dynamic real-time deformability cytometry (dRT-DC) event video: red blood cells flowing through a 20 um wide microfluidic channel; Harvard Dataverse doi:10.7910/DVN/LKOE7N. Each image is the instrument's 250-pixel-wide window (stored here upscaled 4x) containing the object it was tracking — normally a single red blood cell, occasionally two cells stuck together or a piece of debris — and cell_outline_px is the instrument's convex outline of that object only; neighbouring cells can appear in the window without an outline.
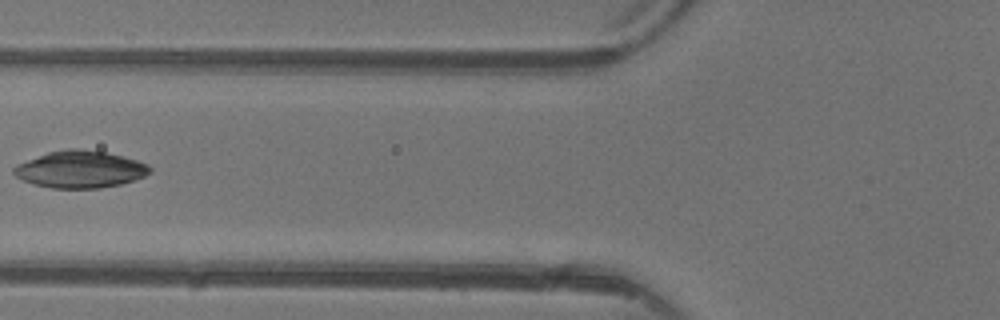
{"species": "common noctule bat (a hibernating species)", "species_latin": "Nyctalus noctula", "temperature_condition": "warm", "stored_images_in_passage": 4, "camera_frame_rate_fps": 3000, "um_per_image_px": 0.085, "animal": {"sex": "female"}, "frame": {"image": 1, "passage_image": 4, "time_ms": 4.0, "image_size_px": [1000, 320], "cell_outline_px": [[152, 172], [144, 176], [120, 184], [100, 188], [52, 188], [32, 184], [16, 176], [12, 172], [12, 168], [16, 164], [48, 152], [68, 148], [80, 148], [104, 152], [124, 156], [148, 164], [152, 168]], "centroid_in_image_um": [6.8, 14.39], "position_along_channel_um": 119.0, "area_um2": 29.42}}